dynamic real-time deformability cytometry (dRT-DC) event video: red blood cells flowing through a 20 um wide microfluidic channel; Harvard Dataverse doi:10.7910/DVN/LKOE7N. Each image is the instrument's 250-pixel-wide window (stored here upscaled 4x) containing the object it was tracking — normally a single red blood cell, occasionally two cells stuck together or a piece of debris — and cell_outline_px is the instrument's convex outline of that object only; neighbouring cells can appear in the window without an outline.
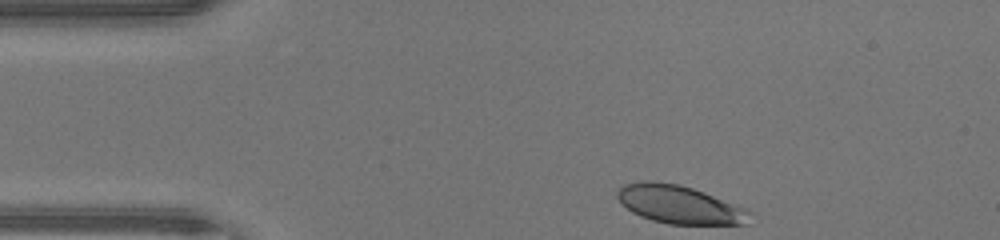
{"species": "human", "species_latin": "Homo sapiens", "temperature_condition": "warm", "stored_images_in_passage": 32, "camera_frame_rate_fps": 3000, "um_per_image_px": 0.085, "donor": {"sex": "male"}, "frame": {"image": 1, "passage_image": 1, "time_ms": 0.0, "image_size_px": [1000, 240], "cell_outline_px": [[756, 212], [744, 224], [668, 224], [652, 220], [640, 216], [632, 212], [620, 204], [616, 196], [616, 192], [624, 184], [644, 180], [648, 180], [680, 184], [704, 192], [748, 208]], "centroid_in_image_um": [57.77, 17.38], "position_along_channel_um": 27.2, "area_um2": 29.88}}
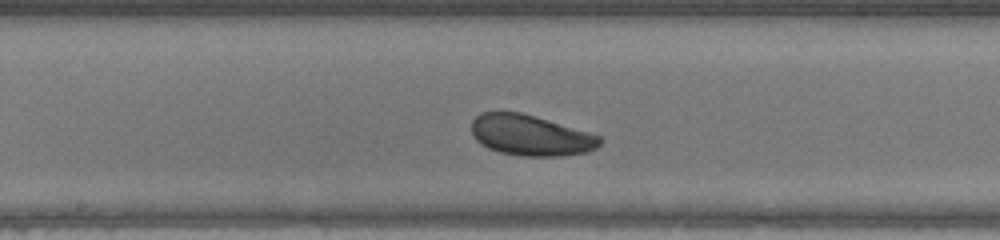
{"frame": {"image": 2, "passage_image": 17, "time_ms": 5.333, "image_size_px": [1000, 240], "cell_outline_px": [[604, 140], [596, 148], [588, 152], [560, 156], [520, 156], [500, 152], [488, 148], [480, 144], [472, 136], [472, 120], [480, 112], [500, 108], [520, 112], [536, 116], [588, 132], [600, 136]], "centroid_in_image_um": [45.04, 11.46], "position_along_channel_um": 203.2, "area_um2": 31.15}}
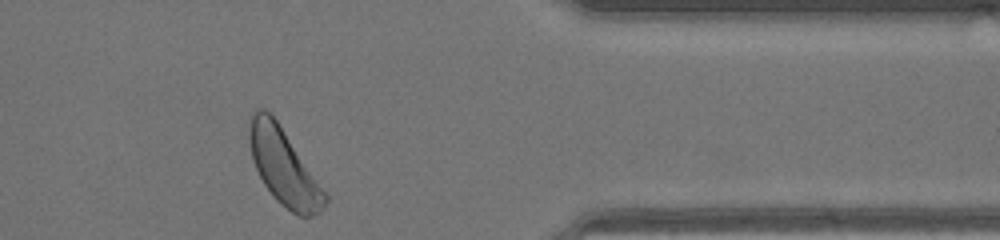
{"frame": {"image": 3, "passage_image": 31, "time_ms": 10.0, "image_size_px": [1000, 240], "cell_outline_px": [[328, 200], [324, 208], [320, 212], [312, 216], [300, 216], [292, 212], [280, 204], [276, 200], [264, 184], [252, 160], [248, 136], [248, 128], [252, 112], [256, 108], [264, 108], [276, 120], [328, 196]], "centroid_in_image_um": [24.09, 14.19], "position_along_channel_um": 387.3, "area_um2": 33.0}, "authors_computed_cell_mechanics": {"area_um2": 30.8652, "velocity_mm_per_s": 4.4249, "shape_relaxation_time_tau1_ms": 2.395, "shape_relaxation_time_tau2_ms": 6.5074, "deformation_change_tau1": 0.1015, "deformation_change_tau2": 0.138}}